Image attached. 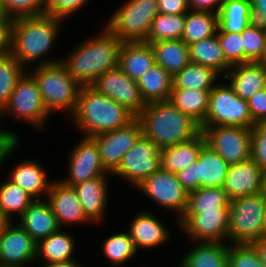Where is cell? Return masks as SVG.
<instances>
[{
  "instance_id": "obj_59",
  "label": "cell",
  "mask_w": 266,
  "mask_h": 267,
  "mask_svg": "<svg viewBox=\"0 0 266 267\" xmlns=\"http://www.w3.org/2000/svg\"><path fill=\"white\" fill-rule=\"evenodd\" d=\"M265 236H266V210H265Z\"/></svg>"
},
{
  "instance_id": "obj_3",
  "label": "cell",
  "mask_w": 266,
  "mask_h": 267,
  "mask_svg": "<svg viewBox=\"0 0 266 267\" xmlns=\"http://www.w3.org/2000/svg\"><path fill=\"white\" fill-rule=\"evenodd\" d=\"M136 118L141 123L142 135L160 150L188 142L201 133L200 125L169 100L147 103Z\"/></svg>"
},
{
  "instance_id": "obj_11",
  "label": "cell",
  "mask_w": 266,
  "mask_h": 267,
  "mask_svg": "<svg viewBox=\"0 0 266 267\" xmlns=\"http://www.w3.org/2000/svg\"><path fill=\"white\" fill-rule=\"evenodd\" d=\"M136 188L162 208H167L170 212L175 211V215H178V225L187 210L189 192L179 182L176 173L160 169L144 179Z\"/></svg>"
},
{
  "instance_id": "obj_50",
  "label": "cell",
  "mask_w": 266,
  "mask_h": 267,
  "mask_svg": "<svg viewBox=\"0 0 266 267\" xmlns=\"http://www.w3.org/2000/svg\"><path fill=\"white\" fill-rule=\"evenodd\" d=\"M13 23L14 19L0 13V56L11 53Z\"/></svg>"
},
{
  "instance_id": "obj_42",
  "label": "cell",
  "mask_w": 266,
  "mask_h": 267,
  "mask_svg": "<svg viewBox=\"0 0 266 267\" xmlns=\"http://www.w3.org/2000/svg\"><path fill=\"white\" fill-rule=\"evenodd\" d=\"M244 63L260 62L264 55L266 28L252 22L242 32Z\"/></svg>"
},
{
  "instance_id": "obj_51",
  "label": "cell",
  "mask_w": 266,
  "mask_h": 267,
  "mask_svg": "<svg viewBox=\"0 0 266 267\" xmlns=\"http://www.w3.org/2000/svg\"><path fill=\"white\" fill-rule=\"evenodd\" d=\"M158 13L164 14H186L189 10L188 0H156Z\"/></svg>"
},
{
  "instance_id": "obj_1",
  "label": "cell",
  "mask_w": 266,
  "mask_h": 267,
  "mask_svg": "<svg viewBox=\"0 0 266 267\" xmlns=\"http://www.w3.org/2000/svg\"><path fill=\"white\" fill-rule=\"evenodd\" d=\"M64 21L63 18L47 14L15 19L12 28L11 54L27 71L29 64L37 63L33 66H42L60 62V58L45 57L53 46L55 47Z\"/></svg>"
},
{
  "instance_id": "obj_18",
  "label": "cell",
  "mask_w": 266,
  "mask_h": 267,
  "mask_svg": "<svg viewBox=\"0 0 266 267\" xmlns=\"http://www.w3.org/2000/svg\"><path fill=\"white\" fill-rule=\"evenodd\" d=\"M37 242L18 223L9 222L0 234V265L30 267L36 260Z\"/></svg>"
},
{
  "instance_id": "obj_4",
  "label": "cell",
  "mask_w": 266,
  "mask_h": 267,
  "mask_svg": "<svg viewBox=\"0 0 266 267\" xmlns=\"http://www.w3.org/2000/svg\"><path fill=\"white\" fill-rule=\"evenodd\" d=\"M135 118L125 106L116 103L92 86H84L80 89L75 111L69 119L85 137H94L122 128Z\"/></svg>"
},
{
  "instance_id": "obj_38",
  "label": "cell",
  "mask_w": 266,
  "mask_h": 267,
  "mask_svg": "<svg viewBox=\"0 0 266 267\" xmlns=\"http://www.w3.org/2000/svg\"><path fill=\"white\" fill-rule=\"evenodd\" d=\"M230 198L223 187H200L189 192L188 207L185 213H200L216 209H229Z\"/></svg>"
},
{
  "instance_id": "obj_53",
  "label": "cell",
  "mask_w": 266,
  "mask_h": 267,
  "mask_svg": "<svg viewBox=\"0 0 266 267\" xmlns=\"http://www.w3.org/2000/svg\"><path fill=\"white\" fill-rule=\"evenodd\" d=\"M253 22L266 28V0H251Z\"/></svg>"
},
{
  "instance_id": "obj_49",
  "label": "cell",
  "mask_w": 266,
  "mask_h": 267,
  "mask_svg": "<svg viewBox=\"0 0 266 267\" xmlns=\"http://www.w3.org/2000/svg\"><path fill=\"white\" fill-rule=\"evenodd\" d=\"M247 102L253 122H266V88L256 92Z\"/></svg>"
},
{
  "instance_id": "obj_8",
  "label": "cell",
  "mask_w": 266,
  "mask_h": 267,
  "mask_svg": "<svg viewBox=\"0 0 266 267\" xmlns=\"http://www.w3.org/2000/svg\"><path fill=\"white\" fill-rule=\"evenodd\" d=\"M26 71L18 80L8 103L0 111V127L3 118L10 115L40 131L46 125L50 113L46 109L35 78ZM5 114V115H4Z\"/></svg>"
},
{
  "instance_id": "obj_14",
  "label": "cell",
  "mask_w": 266,
  "mask_h": 267,
  "mask_svg": "<svg viewBox=\"0 0 266 267\" xmlns=\"http://www.w3.org/2000/svg\"><path fill=\"white\" fill-rule=\"evenodd\" d=\"M181 232L194 242H226L228 240L229 209L200 213H185L178 221Z\"/></svg>"
},
{
  "instance_id": "obj_5",
  "label": "cell",
  "mask_w": 266,
  "mask_h": 267,
  "mask_svg": "<svg viewBox=\"0 0 266 267\" xmlns=\"http://www.w3.org/2000/svg\"><path fill=\"white\" fill-rule=\"evenodd\" d=\"M31 75L35 78L43 103L50 114L64 111L71 116L76 108L82 88L61 63L35 66Z\"/></svg>"
},
{
  "instance_id": "obj_48",
  "label": "cell",
  "mask_w": 266,
  "mask_h": 267,
  "mask_svg": "<svg viewBox=\"0 0 266 267\" xmlns=\"http://www.w3.org/2000/svg\"><path fill=\"white\" fill-rule=\"evenodd\" d=\"M20 141L21 139L17 133L0 127V169L3 162L5 163L15 153V150L20 147Z\"/></svg>"
},
{
  "instance_id": "obj_17",
  "label": "cell",
  "mask_w": 266,
  "mask_h": 267,
  "mask_svg": "<svg viewBox=\"0 0 266 267\" xmlns=\"http://www.w3.org/2000/svg\"><path fill=\"white\" fill-rule=\"evenodd\" d=\"M92 87L116 103L125 106L136 117L146 107L138 83L125 75L119 67L100 75Z\"/></svg>"
},
{
  "instance_id": "obj_58",
  "label": "cell",
  "mask_w": 266,
  "mask_h": 267,
  "mask_svg": "<svg viewBox=\"0 0 266 267\" xmlns=\"http://www.w3.org/2000/svg\"><path fill=\"white\" fill-rule=\"evenodd\" d=\"M264 192L266 193V171H265V178H264Z\"/></svg>"
},
{
  "instance_id": "obj_32",
  "label": "cell",
  "mask_w": 266,
  "mask_h": 267,
  "mask_svg": "<svg viewBox=\"0 0 266 267\" xmlns=\"http://www.w3.org/2000/svg\"><path fill=\"white\" fill-rule=\"evenodd\" d=\"M137 83L146 104L166 101L173 89V76L160 65L154 64Z\"/></svg>"
},
{
  "instance_id": "obj_35",
  "label": "cell",
  "mask_w": 266,
  "mask_h": 267,
  "mask_svg": "<svg viewBox=\"0 0 266 267\" xmlns=\"http://www.w3.org/2000/svg\"><path fill=\"white\" fill-rule=\"evenodd\" d=\"M217 30L218 14L189 10L185 14V26L181 39L189 46L216 35Z\"/></svg>"
},
{
  "instance_id": "obj_28",
  "label": "cell",
  "mask_w": 266,
  "mask_h": 267,
  "mask_svg": "<svg viewBox=\"0 0 266 267\" xmlns=\"http://www.w3.org/2000/svg\"><path fill=\"white\" fill-rule=\"evenodd\" d=\"M206 144L204 135L200 133L194 139L161 149V169L177 173L194 163Z\"/></svg>"
},
{
  "instance_id": "obj_24",
  "label": "cell",
  "mask_w": 266,
  "mask_h": 267,
  "mask_svg": "<svg viewBox=\"0 0 266 267\" xmlns=\"http://www.w3.org/2000/svg\"><path fill=\"white\" fill-rule=\"evenodd\" d=\"M9 173L7 179L20 186L35 200H42V196H47L53 182L48 179L44 166L35 159L21 161Z\"/></svg>"
},
{
  "instance_id": "obj_37",
  "label": "cell",
  "mask_w": 266,
  "mask_h": 267,
  "mask_svg": "<svg viewBox=\"0 0 266 267\" xmlns=\"http://www.w3.org/2000/svg\"><path fill=\"white\" fill-rule=\"evenodd\" d=\"M34 200L25 190L8 179L0 184V211L10 222H15L14 216L18 214L20 217Z\"/></svg>"
},
{
  "instance_id": "obj_29",
  "label": "cell",
  "mask_w": 266,
  "mask_h": 267,
  "mask_svg": "<svg viewBox=\"0 0 266 267\" xmlns=\"http://www.w3.org/2000/svg\"><path fill=\"white\" fill-rule=\"evenodd\" d=\"M155 55V64L174 76L190 62V48L182 39L161 40L150 43Z\"/></svg>"
},
{
  "instance_id": "obj_6",
  "label": "cell",
  "mask_w": 266,
  "mask_h": 267,
  "mask_svg": "<svg viewBox=\"0 0 266 267\" xmlns=\"http://www.w3.org/2000/svg\"><path fill=\"white\" fill-rule=\"evenodd\" d=\"M266 193L230 200L229 244H253L265 236Z\"/></svg>"
},
{
  "instance_id": "obj_25",
  "label": "cell",
  "mask_w": 266,
  "mask_h": 267,
  "mask_svg": "<svg viewBox=\"0 0 266 267\" xmlns=\"http://www.w3.org/2000/svg\"><path fill=\"white\" fill-rule=\"evenodd\" d=\"M17 222L36 242L47 238L60 229L56 216L44 198L34 200Z\"/></svg>"
},
{
  "instance_id": "obj_36",
  "label": "cell",
  "mask_w": 266,
  "mask_h": 267,
  "mask_svg": "<svg viewBox=\"0 0 266 267\" xmlns=\"http://www.w3.org/2000/svg\"><path fill=\"white\" fill-rule=\"evenodd\" d=\"M218 77L222 79L213 69L190 62L173 76V88L212 90Z\"/></svg>"
},
{
  "instance_id": "obj_13",
  "label": "cell",
  "mask_w": 266,
  "mask_h": 267,
  "mask_svg": "<svg viewBox=\"0 0 266 267\" xmlns=\"http://www.w3.org/2000/svg\"><path fill=\"white\" fill-rule=\"evenodd\" d=\"M161 150L143 135L125 153L118 169L113 175L127 181L134 187L161 169Z\"/></svg>"
},
{
  "instance_id": "obj_44",
  "label": "cell",
  "mask_w": 266,
  "mask_h": 267,
  "mask_svg": "<svg viewBox=\"0 0 266 267\" xmlns=\"http://www.w3.org/2000/svg\"><path fill=\"white\" fill-rule=\"evenodd\" d=\"M229 267H265L253 244H229Z\"/></svg>"
},
{
  "instance_id": "obj_52",
  "label": "cell",
  "mask_w": 266,
  "mask_h": 267,
  "mask_svg": "<svg viewBox=\"0 0 266 267\" xmlns=\"http://www.w3.org/2000/svg\"><path fill=\"white\" fill-rule=\"evenodd\" d=\"M190 10L219 13L222 0H188Z\"/></svg>"
},
{
  "instance_id": "obj_34",
  "label": "cell",
  "mask_w": 266,
  "mask_h": 267,
  "mask_svg": "<svg viewBox=\"0 0 266 267\" xmlns=\"http://www.w3.org/2000/svg\"><path fill=\"white\" fill-rule=\"evenodd\" d=\"M210 92L211 90L173 88L168 100L201 125L208 111Z\"/></svg>"
},
{
  "instance_id": "obj_19",
  "label": "cell",
  "mask_w": 266,
  "mask_h": 267,
  "mask_svg": "<svg viewBox=\"0 0 266 267\" xmlns=\"http://www.w3.org/2000/svg\"><path fill=\"white\" fill-rule=\"evenodd\" d=\"M46 201L56 216L60 229L63 225H84L92 222L84 214L82 205L73 186L67 185L61 179L54 180L47 194ZM48 199V200H47Z\"/></svg>"
},
{
  "instance_id": "obj_23",
  "label": "cell",
  "mask_w": 266,
  "mask_h": 267,
  "mask_svg": "<svg viewBox=\"0 0 266 267\" xmlns=\"http://www.w3.org/2000/svg\"><path fill=\"white\" fill-rule=\"evenodd\" d=\"M224 79L229 80L239 97L248 101L256 92L266 88V65L261 62L235 64Z\"/></svg>"
},
{
  "instance_id": "obj_2",
  "label": "cell",
  "mask_w": 266,
  "mask_h": 267,
  "mask_svg": "<svg viewBox=\"0 0 266 267\" xmlns=\"http://www.w3.org/2000/svg\"><path fill=\"white\" fill-rule=\"evenodd\" d=\"M122 43L104 27L98 35L77 45L60 62L81 87L92 86L100 75L119 66Z\"/></svg>"
},
{
  "instance_id": "obj_27",
  "label": "cell",
  "mask_w": 266,
  "mask_h": 267,
  "mask_svg": "<svg viewBox=\"0 0 266 267\" xmlns=\"http://www.w3.org/2000/svg\"><path fill=\"white\" fill-rule=\"evenodd\" d=\"M179 267H229L227 242H195Z\"/></svg>"
},
{
  "instance_id": "obj_22",
  "label": "cell",
  "mask_w": 266,
  "mask_h": 267,
  "mask_svg": "<svg viewBox=\"0 0 266 267\" xmlns=\"http://www.w3.org/2000/svg\"><path fill=\"white\" fill-rule=\"evenodd\" d=\"M108 177H96L74 185L87 218L93 223L103 222L108 207Z\"/></svg>"
},
{
  "instance_id": "obj_33",
  "label": "cell",
  "mask_w": 266,
  "mask_h": 267,
  "mask_svg": "<svg viewBox=\"0 0 266 267\" xmlns=\"http://www.w3.org/2000/svg\"><path fill=\"white\" fill-rule=\"evenodd\" d=\"M253 22L251 0H228L218 13L217 32L241 33Z\"/></svg>"
},
{
  "instance_id": "obj_40",
  "label": "cell",
  "mask_w": 266,
  "mask_h": 267,
  "mask_svg": "<svg viewBox=\"0 0 266 267\" xmlns=\"http://www.w3.org/2000/svg\"><path fill=\"white\" fill-rule=\"evenodd\" d=\"M101 247L103 255L106 257L105 259L112 267L124 265L138 253L127 231L112 234L106 238Z\"/></svg>"
},
{
  "instance_id": "obj_9",
  "label": "cell",
  "mask_w": 266,
  "mask_h": 267,
  "mask_svg": "<svg viewBox=\"0 0 266 267\" xmlns=\"http://www.w3.org/2000/svg\"><path fill=\"white\" fill-rule=\"evenodd\" d=\"M255 123L248 102L239 97L227 83L216 84L210 92L209 106L205 121L200 127L237 126L252 128Z\"/></svg>"
},
{
  "instance_id": "obj_21",
  "label": "cell",
  "mask_w": 266,
  "mask_h": 267,
  "mask_svg": "<svg viewBox=\"0 0 266 267\" xmlns=\"http://www.w3.org/2000/svg\"><path fill=\"white\" fill-rule=\"evenodd\" d=\"M149 210L141 211L136 214L127 232L130 238L133 240L135 248L137 250H151L155 247H160L165 245L170 241V230L165 227V223L160 220V218L153 215Z\"/></svg>"
},
{
  "instance_id": "obj_45",
  "label": "cell",
  "mask_w": 266,
  "mask_h": 267,
  "mask_svg": "<svg viewBox=\"0 0 266 267\" xmlns=\"http://www.w3.org/2000/svg\"><path fill=\"white\" fill-rule=\"evenodd\" d=\"M216 35L220 41L226 60L231 65L244 63V48L241 33L217 32Z\"/></svg>"
},
{
  "instance_id": "obj_26",
  "label": "cell",
  "mask_w": 266,
  "mask_h": 267,
  "mask_svg": "<svg viewBox=\"0 0 266 267\" xmlns=\"http://www.w3.org/2000/svg\"><path fill=\"white\" fill-rule=\"evenodd\" d=\"M155 64L150 43L123 42L119 53V68L125 75L138 81Z\"/></svg>"
},
{
  "instance_id": "obj_46",
  "label": "cell",
  "mask_w": 266,
  "mask_h": 267,
  "mask_svg": "<svg viewBox=\"0 0 266 267\" xmlns=\"http://www.w3.org/2000/svg\"><path fill=\"white\" fill-rule=\"evenodd\" d=\"M251 159L266 171V122L256 123L252 127Z\"/></svg>"
},
{
  "instance_id": "obj_47",
  "label": "cell",
  "mask_w": 266,
  "mask_h": 267,
  "mask_svg": "<svg viewBox=\"0 0 266 267\" xmlns=\"http://www.w3.org/2000/svg\"><path fill=\"white\" fill-rule=\"evenodd\" d=\"M89 0H46V14L67 19L85 7Z\"/></svg>"
},
{
  "instance_id": "obj_56",
  "label": "cell",
  "mask_w": 266,
  "mask_h": 267,
  "mask_svg": "<svg viewBox=\"0 0 266 267\" xmlns=\"http://www.w3.org/2000/svg\"><path fill=\"white\" fill-rule=\"evenodd\" d=\"M9 222L10 221L0 211V234L3 232L4 228Z\"/></svg>"
},
{
  "instance_id": "obj_7",
  "label": "cell",
  "mask_w": 266,
  "mask_h": 267,
  "mask_svg": "<svg viewBox=\"0 0 266 267\" xmlns=\"http://www.w3.org/2000/svg\"><path fill=\"white\" fill-rule=\"evenodd\" d=\"M157 14L156 0H126L104 27L122 42L145 41Z\"/></svg>"
},
{
  "instance_id": "obj_55",
  "label": "cell",
  "mask_w": 266,
  "mask_h": 267,
  "mask_svg": "<svg viewBox=\"0 0 266 267\" xmlns=\"http://www.w3.org/2000/svg\"><path fill=\"white\" fill-rule=\"evenodd\" d=\"M42 267H83V266L78 264L76 260H70V261L51 262L48 264H43Z\"/></svg>"
},
{
  "instance_id": "obj_57",
  "label": "cell",
  "mask_w": 266,
  "mask_h": 267,
  "mask_svg": "<svg viewBox=\"0 0 266 267\" xmlns=\"http://www.w3.org/2000/svg\"><path fill=\"white\" fill-rule=\"evenodd\" d=\"M260 62L266 65V43H265L264 55H263L262 60Z\"/></svg>"
},
{
  "instance_id": "obj_10",
  "label": "cell",
  "mask_w": 266,
  "mask_h": 267,
  "mask_svg": "<svg viewBox=\"0 0 266 267\" xmlns=\"http://www.w3.org/2000/svg\"><path fill=\"white\" fill-rule=\"evenodd\" d=\"M206 145L229 165L251 159L252 128L237 126L200 127Z\"/></svg>"
},
{
  "instance_id": "obj_12",
  "label": "cell",
  "mask_w": 266,
  "mask_h": 267,
  "mask_svg": "<svg viewBox=\"0 0 266 267\" xmlns=\"http://www.w3.org/2000/svg\"><path fill=\"white\" fill-rule=\"evenodd\" d=\"M229 164L206 144L202 147L199 158L190 166L176 173L182 186L191 192L200 187H223Z\"/></svg>"
},
{
  "instance_id": "obj_16",
  "label": "cell",
  "mask_w": 266,
  "mask_h": 267,
  "mask_svg": "<svg viewBox=\"0 0 266 267\" xmlns=\"http://www.w3.org/2000/svg\"><path fill=\"white\" fill-rule=\"evenodd\" d=\"M71 150L68 156V177L61 180L63 183L74 186L86 180L110 175L102 165L100 150L92 137L82 136Z\"/></svg>"
},
{
  "instance_id": "obj_15",
  "label": "cell",
  "mask_w": 266,
  "mask_h": 267,
  "mask_svg": "<svg viewBox=\"0 0 266 267\" xmlns=\"http://www.w3.org/2000/svg\"><path fill=\"white\" fill-rule=\"evenodd\" d=\"M142 136L140 121L135 118L128 125L92 137L100 150L104 169L112 174L118 169L122 158Z\"/></svg>"
},
{
  "instance_id": "obj_31",
  "label": "cell",
  "mask_w": 266,
  "mask_h": 267,
  "mask_svg": "<svg viewBox=\"0 0 266 267\" xmlns=\"http://www.w3.org/2000/svg\"><path fill=\"white\" fill-rule=\"evenodd\" d=\"M74 240L71 233L59 229L37 242L36 260L41 258L43 264L74 260L73 254L77 247Z\"/></svg>"
},
{
  "instance_id": "obj_30",
  "label": "cell",
  "mask_w": 266,
  "mask_h": 267,
  "mask_svg": "<svg viewBox=\"0 0 266 267\" xmlns=\"http://www.w3.org/2000/svg\"><path fill=\"white\" fill-rule=\"evenodd\" d=\"M190 60L217 72L224 78L232 65L226 60L217 35L189 45Z\"/></svg>"
},
{
  "instance_id": "obj_39",
  "label": "cell",
  "mask_w": 266,
  "mask_h": 267,
  "mask_svg": "<svg viewBox=\"0 0 266 267\" xmlns=\"http://www.w3.org/2000/svg\"><path fill=\"white\" fill-rule=\"evenodd\" d=\"M185 26V14L158 13L151 23L146 43H155L161 40H179Z\"/></svg>"
},
{
  "instance_id": "obj_20",
  "label": "cell",
  "mask_w": 266,
  "mask_h": 267,
  "mask_svg": "<svg viewBox=\"0 0 266 267\" xmlns=\"http://www.w3.org/2000/svg\"><path fill=\"white\" fill-rule=\"evenodd\" d=\"M265 172L252 160L231 164L223 185L230 200L264 192Z\"/></svg>"
},
{
  "instance_id": "obj_43",
  "label": "cell",
  "mask_w": 266,
  "mask_h": 267,
  "mask_svg": "<svg viewBox=\"0 0 266 267\" xmlns=\"http://www.w3.org/2000/svg\"><path fill=\"white\" fill-rule=\"evenodd\" d=\"M0 13L12 19L46 14V0H1Z\"/></svg>"
},
{
  "instance_id": "obj_54",
  "label": "cell",
  "mask_w": 266,
  "mask_h": 267,
  "mask_svg": "<svg viewBox=\"0 0 266 267\" xmlns=\"http://www.w3.org/2000/svg\"><path fill=\"white\" fill-rule=\"evenodd\" d=\"M253 245L257 248L260 257L266 267V236H264L261 240L253 243Z\"/></svg>"
},
{
  "instance_id": "obj_41",
  "label": "cell",
  "mask_w": 266,
  "mask_h": 267,
  "mask_svg": "<svg viewBox=\"0 0 266 267\" xmlns=\"http://www.w3.org/2000/svg\"><path fill=\"white\" fill-rule=\"evenodd\" d=\"M25 72V68L11 53L0 56V111L8 103L18 80Z\"/></svg>"
}]
</instances>
